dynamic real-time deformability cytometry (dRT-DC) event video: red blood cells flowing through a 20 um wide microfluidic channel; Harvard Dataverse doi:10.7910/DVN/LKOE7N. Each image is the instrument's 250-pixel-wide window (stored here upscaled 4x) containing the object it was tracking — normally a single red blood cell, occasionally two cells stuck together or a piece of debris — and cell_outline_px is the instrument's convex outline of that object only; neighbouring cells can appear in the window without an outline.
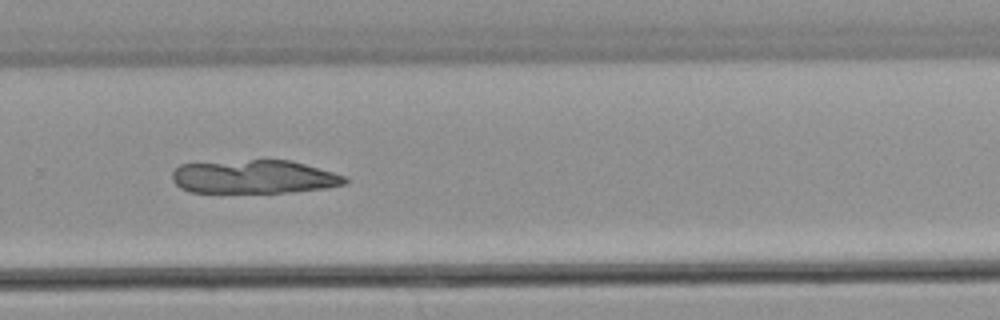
{"species": "common noctule bat (a hibernating species)", "species_latin": "Nyctalus noctula", "temperature_condition": "warm", "stored_images_in_passage": 49, "camera_frame_rate_fps": 3000, "um_per_image_px": 0.085, "animal": {"sex": "male", "body_mass_g": 21.5, "forearm_length_mm": 52.0}, "frame": {"image": 1, "passage_image": 33, "time_ms": 10.667, "image_size_px": [1000, 320], "cell_outline_px": [[348, 180], [344, 184], [328, 188], [284, 192], [188, 192], [180, 188], [172, 180], [172, 172], [180, 164], [252, 160], [292, 160], [348, 176]], "centroid_in_image_um": [21.62, 15.03], "position_along_channel_um": 308.2, "area_um2": 33.76}}